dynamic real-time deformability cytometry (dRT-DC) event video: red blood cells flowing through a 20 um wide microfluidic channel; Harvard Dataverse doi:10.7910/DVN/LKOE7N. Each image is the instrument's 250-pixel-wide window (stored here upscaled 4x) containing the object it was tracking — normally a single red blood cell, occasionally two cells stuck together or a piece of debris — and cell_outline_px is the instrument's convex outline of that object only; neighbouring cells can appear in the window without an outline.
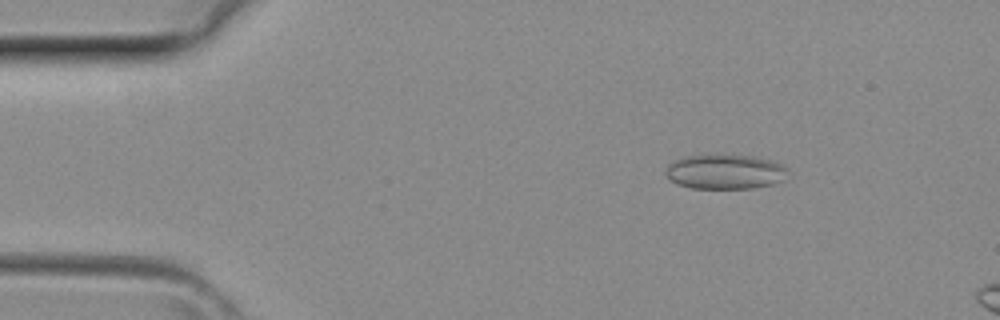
{"species": "common noctule bat (a hibernating species)", "species_latin": "Nyctalus noctula", "temperature_condition": "room temperature", "stored_images_in_passage": 3, "segment_of_instrument_passage": [2, 2], "camera_frame_rate_fps": 3000, "um_per_image_px": 0.085, "animal": {"sex": "female", "body_mass_g": 29.2, "forearm_length_mm": 56.3}, "frame": {"image": 1, "passage_image": 3, "time_ms": 0.667, "image_size_px": [1000, 320], "cell_outline_px": [[788, 168], [784, 180], [772, 184], [752, 188], [692, 188], [676, 184], [664, 172], [668, 164], [672, 160], [684, 156], [756, 156], [772, 160], [784, 164]], "centroid_in_image_um": [61.65, 14.6], "position_along_channel_um": 23.4, "area_um2": 24.62}}